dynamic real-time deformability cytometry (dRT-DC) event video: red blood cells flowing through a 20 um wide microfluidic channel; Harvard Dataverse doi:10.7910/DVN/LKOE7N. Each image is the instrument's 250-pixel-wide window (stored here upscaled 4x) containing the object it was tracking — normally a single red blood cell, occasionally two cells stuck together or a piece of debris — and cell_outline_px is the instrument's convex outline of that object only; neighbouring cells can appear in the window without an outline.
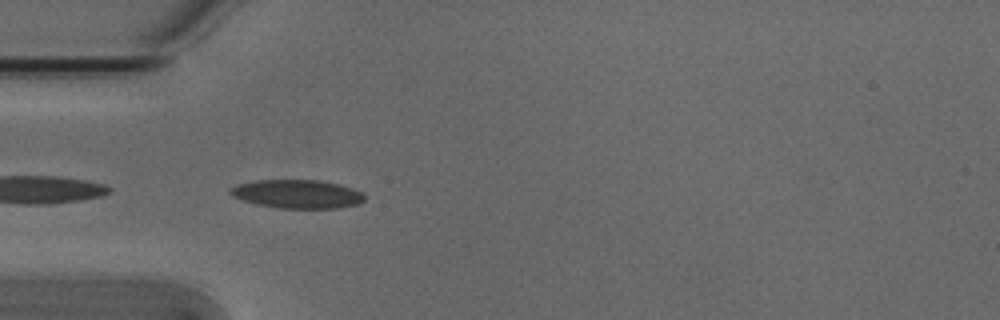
{"species": "Egyptian fruit bat (a non-hibernating species)", "species_latin": "Rousettus aegyptiacus", "temperature_condition": "cold", "stored_images_in_passage": 35, "camera_frame_rate_fps": 3000, "um_per_image_px": 0.085, "animal": {"sex": "male"}, "frame": {"image": 1, "passage_image": 1, "time_ms": 0.0, "image_size_px": [1000, 320], "cell_outline_px": [[364, 200], [356, 204], [336, 208], [276, 208], [256, 204], [232, 196], [228, 192], [228, 188], [236, 184], [256, 180], [320, 180], [340, 184], [352, 188], [360, 192], [364, 196]], "centroid_in_image_um": [25.21, 16.48], "position_along_channel_um": 59.8, "area_um2": 22.37}}
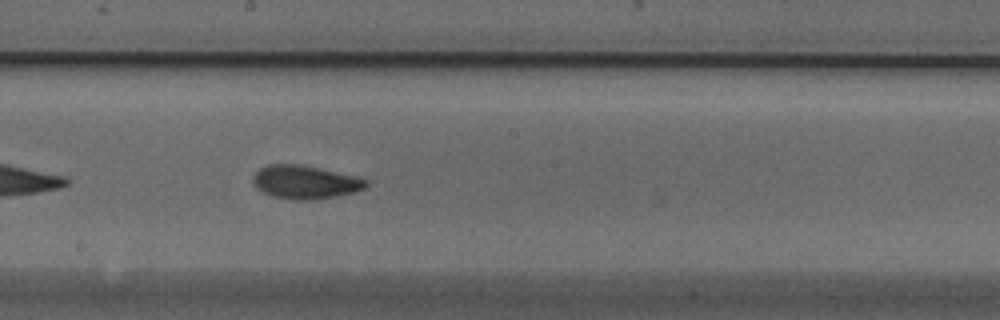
{"frame": {"image": 2, "passage_image": 14, "time_ms": 4.333, "image_size_px": [1000, 320], "cell_outline_px": [[368, 184], [364, 188], [352, 192], [336, 196], [308, 200], [296, 200], [272, 196], [256, 188], [252, 180], [252, 176], [260, 168], [268, 164], [300, 164], [356, 176], [368, 180]], "centroid_in_image_um": [25.9, 15.47], "position_along_channel_um": 222.3, "area_um2": 21.85}}
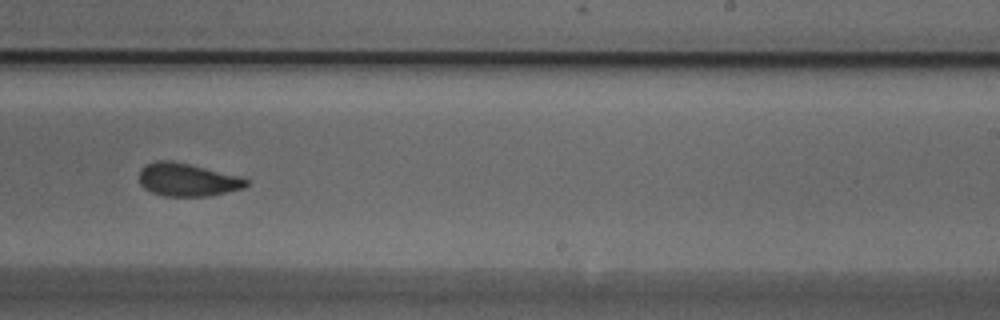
{"frame": {"image": 3, "passage_image": 18, "time_ms": 5.667, "image_size_px": [1000, 320], "cell_outline_px": [[248, 184], [244, 188], [208, 196], [164, 196], [152, 192], [144, 188], [140, 184], [140, 168], [144, 164], [156, 160], [168, 160], [188, 164], [236, 176], [248, 180]], "centroid_in_image_um": [15.86, 15.28], "position_along_channel_um": 273.1, "area_um2": 20.29}, "authors_computed_cell_mechanics": {"area_um2": 20.6924, "velocity_mm_per_s": 3.818, "shape_relaxation_time_tau1_ms": 4.1842, "shape_relaxation_time_tau2_ms": 1.8324, "deformation_change_tau1": 0.1278, "deformation_change_tau2": 0.061}}